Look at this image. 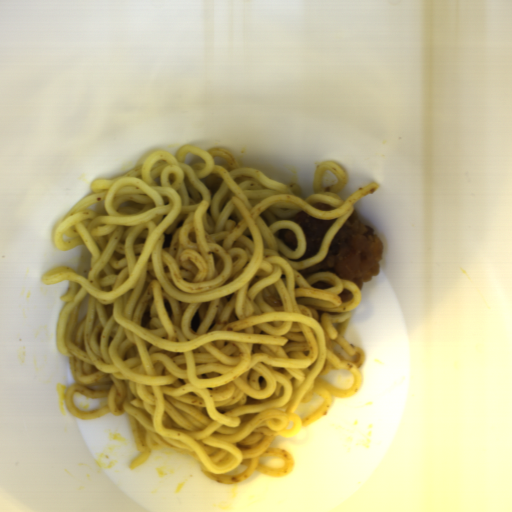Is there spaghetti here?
Here are the masks:
<instances>
[{
	"label": "spaghetti",
	"mask_w": 512,
	"mask_h": 512,
	"mask_svg": "<svg viewBox=\"0 0 512 512\" xmlns=\"http://www.w3.org/2000/svg\"><path fill=\"white\" fill-rule=\"evenodd\" d=\"M189 152L206 163L183 164ZM327 170L338 176L334 186L323 185ZM312 181L314 191L306 194L296 182L280 183L242 166L227 149L183 145L175 154L156 151L120 176L94 180L90 194L55 229L60 251L84 245L90 255L87 276L65 265L41 277L46 285L70 282L56 326L57 351L68 356L73 377L65 406L78 420L126 412L140 452L130 470L152 451L167 450L190 456L203 474L225 485L253 473L285 477L295 462L288 451L270 447L272 441L323 419L333 397L359 391L365 354L345 332L361 288L331 271L304 278L299 270L325 259L354 205L380 185L366 184L344 200L339 193L347 176L328 161L316 166ZM316 202L332 210L313 208ZM301 211L338 219L319 253L293 263L289 259L306 248L291 220ZM284 228L296 232L294 251L278 238ZM163 233H173L167 249ZM319 280L333 288H314ZM344 289L352 301L340 300ZM147 305L152 317L143 328ZM197 310L202 322L196 332L190 321ZM337 368L353 374L351 389L321 378ZM76 391L107 404L77 409ZM315 392L323 403L300 420L297 406ZM248 395L260 403L246 405ZM264 456H279L284 464L266 466ZM239 465L244 473L226 474Z\"/></svg>",
	"instance_id": "spaghetti-1"
}]
</instances>
